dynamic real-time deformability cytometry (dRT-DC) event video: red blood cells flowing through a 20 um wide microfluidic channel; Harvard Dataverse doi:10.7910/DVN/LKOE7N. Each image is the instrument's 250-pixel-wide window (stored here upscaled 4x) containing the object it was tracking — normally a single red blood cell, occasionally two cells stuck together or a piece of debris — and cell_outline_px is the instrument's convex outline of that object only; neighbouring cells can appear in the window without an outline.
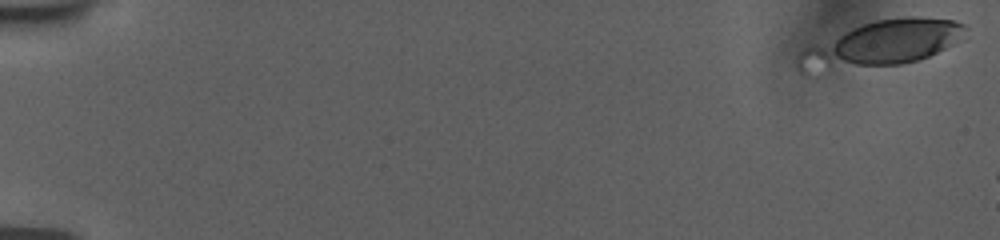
{"species": "human", "species_latin": "Homo sapiens", "temperature_condition": "room temperature", "stored_images_in_passage": 10, "camera_frame_rate_fps": 3000, "um_per_image_px": 0.085, "donor": {"sex": "female"}, "frame": {"image": 1, "passage_image": 1, "time_ms": 0.0, "image_size_px": [1000, 240], "cell_outline_px": [[968, 28], [944, 48], [928, 56], [916, 60], [900, 64], [808, 76], [804, 76], [792, 68], [796, 56], [804, 48], [852, 28], [876, 20], [904, 16], [916, 16], [952, 20], [964, 24]], "centroid_in_image_um": [74.66, 3.82], "position_along_channel_um": 10.3, "area_um2": 45.26}}